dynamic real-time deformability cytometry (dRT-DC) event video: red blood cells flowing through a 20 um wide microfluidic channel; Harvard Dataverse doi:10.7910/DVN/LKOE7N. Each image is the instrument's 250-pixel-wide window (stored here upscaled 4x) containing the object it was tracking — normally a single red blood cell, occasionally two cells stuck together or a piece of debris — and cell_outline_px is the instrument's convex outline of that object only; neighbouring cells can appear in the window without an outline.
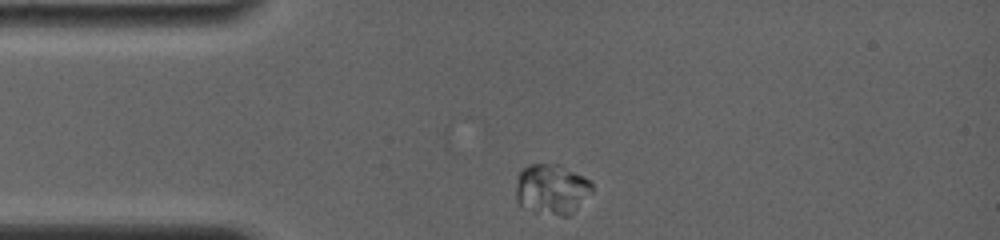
{"species": "common noctule bat (a hibernating species)", "species_latin": "Nyctalus noctula", "temperature_condition": "room temperature", "stored_images_in_passage": 12, "camera_frame_rate_fps": 4000, "um_per_image_px": 0.085, "animal": {"sex": "female", "body_mass_g": 19.0, "forearm_length_mm": 56.7}, "frame": {"image": 1, "passage_image": 1, "time_ms": 0.0, "image_size_px": [1000, 240], "cell_outline_px": [[592, 192], [568, 216], [560, 216], [532, 212], [520, 204], [516, 200], [516, 184], [520, 172], [528, 164], [556, 164], [588, 180], [592, 184]], "centroid_in_image_um": [46.85, 16.11], "position_along_channel_um": 38.2, "area_um2": 21.96}}
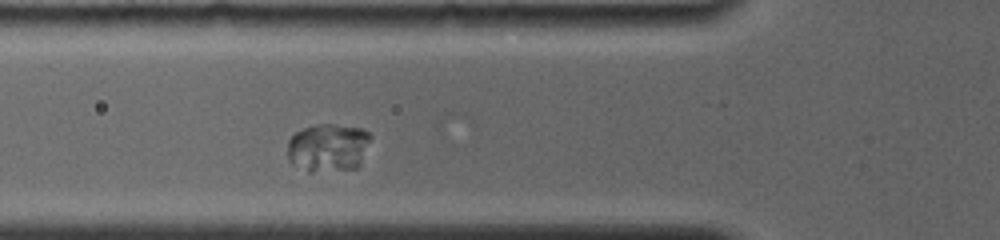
{"frame": {"image": 2, "passage_image": 6, "time_ms": 2.25, "image_size_px": [1000, 240], "cell_outline_px": [[372, 136], [360, 164], [356, 168], [312, 172], [308, 172], [292, 164], [288, 160], [288, 140], [296, 132], [304, 128], [316, 124], [336, 124], [364, 128]], "centroid_in_image_um": [27.89, 12.53], "position_along_channel_um": 97.9, "area_um2": 23.58}}
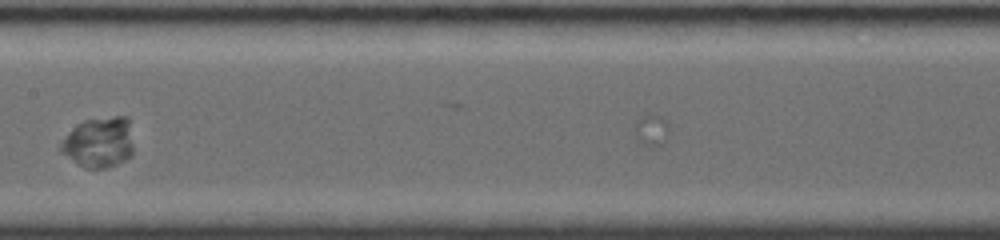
{"frame": {"image": 3, "passage_image": 11, "time_ms": 5.0, "image_size_px": [1000, 240], "cell_outline_px": [[132, 156], [108, 168], [84, 168], [60, 152], [60, 144], [68, 132], [72, 128], [84, 120], [112, 116], [128, 116], [132, 148]], "centroid_in_image_um": [8.4, 12.1], "position_along_channel_um": 199.0, "area_um2": 21.39}}